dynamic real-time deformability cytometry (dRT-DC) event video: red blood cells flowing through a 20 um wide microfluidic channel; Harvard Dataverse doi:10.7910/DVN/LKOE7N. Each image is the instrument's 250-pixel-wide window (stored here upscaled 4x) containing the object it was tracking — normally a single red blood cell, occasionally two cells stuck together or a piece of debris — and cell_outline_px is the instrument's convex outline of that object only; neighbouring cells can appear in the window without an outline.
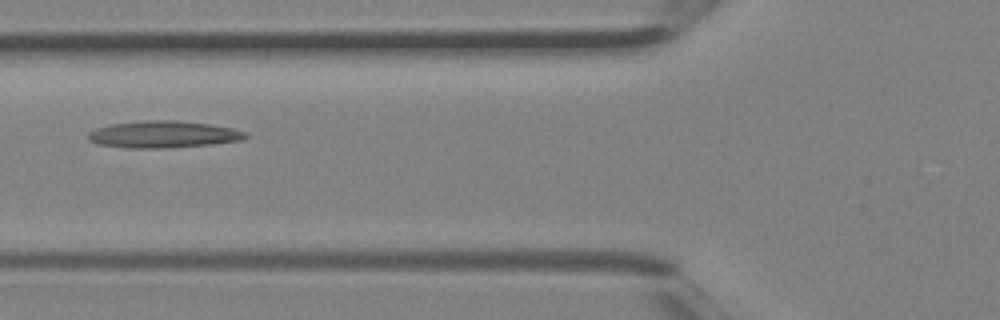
{"species": "Egyptian fruit bat (a non-hibernating species)", "species_latin": "Rousettus aegyptiacus", "temperature_condition": "room temperature", "stored_images_in_passage": 5, "camera_frame_rate_fps": 3000, "um_per_image_px": 0.085, "animal": {"sex": "female"}, "frame": {"image": 1, "passage_image": 5, "time_ms": 1.333, "image_size_px": [1000, 320], "cell_outline_px": [[248, 136], [240, 140], [212, 144], [164, 148], [128, 148], [100, 144], [88, 140], [88, 132], [96, 128], [108, 124], [144, 120], [176, 120], [208, 124], [232, 128], [248, 132]], "centroid_in_image_um": [13.86, 11.41], "position_along_channel_um": 111.9, "area_um2": 24.68}}